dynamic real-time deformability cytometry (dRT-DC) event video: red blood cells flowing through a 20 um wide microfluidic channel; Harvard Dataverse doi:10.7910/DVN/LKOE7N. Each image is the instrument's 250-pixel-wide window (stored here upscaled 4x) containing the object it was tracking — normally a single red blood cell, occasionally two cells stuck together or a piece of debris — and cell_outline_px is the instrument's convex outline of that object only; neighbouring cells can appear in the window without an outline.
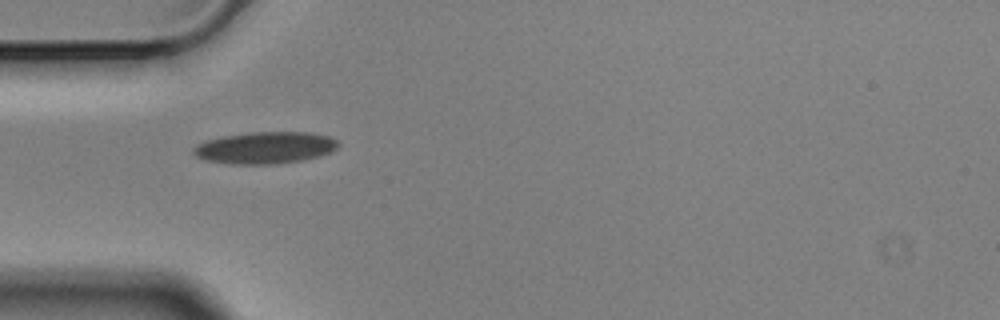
{"species": "Egyptian fruit bat (a non-hibernating species)", "species_latin": "Rousettus aegyptiacus", "temperature_condition": "cold", "stored_images_in_passage": 41, "camera_frame_rate_fps": 3000, "um_per_image_px": 0.085, "animal": {"sex": "male"}, "frame": {"image": 1, "passage_image": 1, "time_ms": 0.0, "image_size_px": [1000, 320], "cell_outline_px": [[340, 144], [332, 152], [320, 156], [300, 160], [276, 164], [228, 164], [204, 160], [196, 156], [192, 152], [192, 148], [196, 144], [208, 140], [224, 136], [252, 132], [312, 132], [328, 136], [336, 140]], "centroid_in_image_um": [22.53, 12.56], "position_along_channel_um": 62.5, "area_um2": 26.99}}
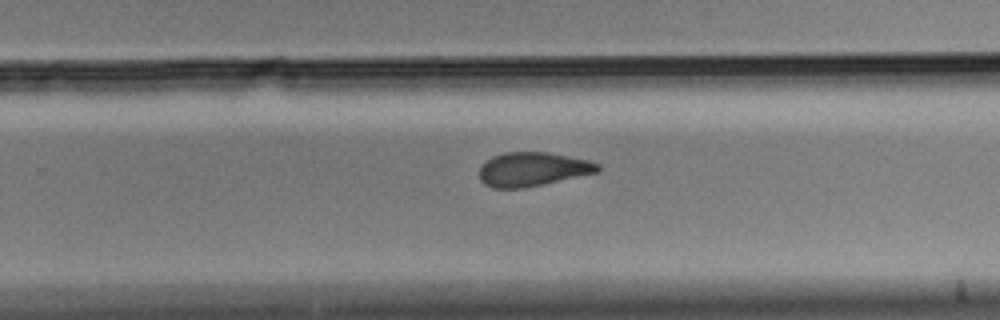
{"frame": {"image": 2, "passage_image": 20, "time_ms": 6.333, "image_size_px": [1000, 320], "cell_outline_px": [[600, 172], [520, 188], [496, 188], [484, 184], [480, 180], [480, 164], [492, 156], [504, 152], [548, 152], [588, 160], [600, 164]], "centroid_in_image_um": [45.26, 14.37], "position_along_channel_um": 284.5, "area_um2": 23.35}}
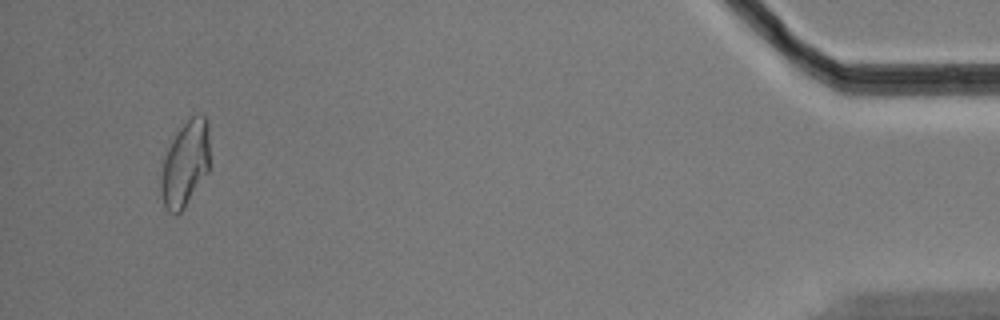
{"frame": {"image": 3, "passage_image": 38, "time_ms": 12.333, "image_size_px": [1000, 320], "cell_outline_px": [[208, 172], [184, 208], [176, 216], [168, 212], [164, 204], [160, 192], [160, 176], [164, 156], [172, 132], [196, 112], [204, 116], [208, 120]], "centroid_in_image_um": [15.7, 13.87], "position_along_channel_um": 419.5, "area_um2": 25.03}, "authors_computed_cell_mechanics": {"area_um2": 24.7962, "velocity_mm_per_s": 3.5127, "shape_relaxation_time_tau1_ms": 7.613, "shape_relaxation_time_tau2_ms": 1.9779, "deformation_change_tau1": 0.1647, "deformation_change_tau2": 0.0828}}